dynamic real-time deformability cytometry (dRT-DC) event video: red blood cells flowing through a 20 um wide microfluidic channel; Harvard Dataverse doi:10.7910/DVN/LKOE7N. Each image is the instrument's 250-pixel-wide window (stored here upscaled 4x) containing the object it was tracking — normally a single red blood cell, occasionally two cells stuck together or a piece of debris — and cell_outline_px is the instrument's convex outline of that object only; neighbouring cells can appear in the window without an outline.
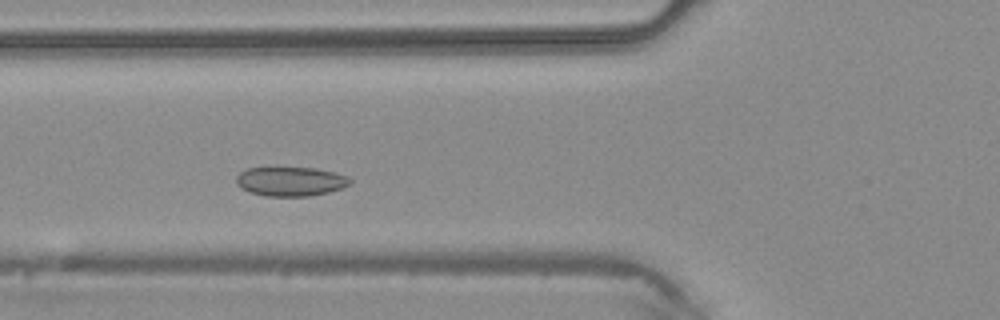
{"species": "common noctule bat (a hibernating species)", "species_latin": "Nyctalus noctula", "temperature_condition": "warm", "stored_images_in_passage": 39, "camera_frame_rate_fps": 3000, "um_per_image_px": 0.085, "animal": {"sex": "male", "body_mass_g": 20.4}, "frame": {"image": 1, "passage_image": 10, "time_ms": 3.0, "image_size_px": [1000, 320], "cell_outline_px": [[352, 180], [344, 188], [328, 192], [308, 196], [264, 196], [240, 188], [236, 184], [236, 176], [240, 172], [248, 168], [316, 168], [336, 172], [348, 176]], "centroid_in_image_um": [24.71, 15.42], "position_along_channel_um": 101.1, "area_um2": 19.42}}
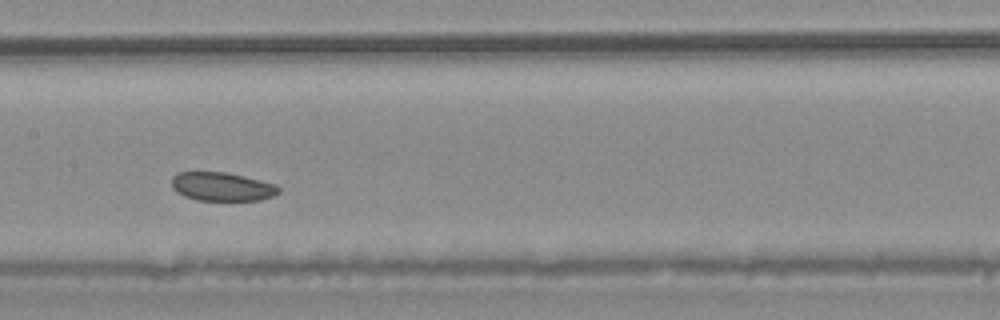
{"frame": {"image": 2, "passage_image": 16, "time_ms": 5.0, "image_size_px": [1000, 320], "cell_outline_px": [[280, 192], [272, 196], [260, 200], [196, 200], [184, 196], [176, 192], [172, 188], [172, 176], [176, 172], [224, 172], [244, 176], [276, 184], [280, 188]], "centroid_in_image_um": [18.85, 15.86], "position_along_channel_um": 188.6, "area_um2": 17.92}}
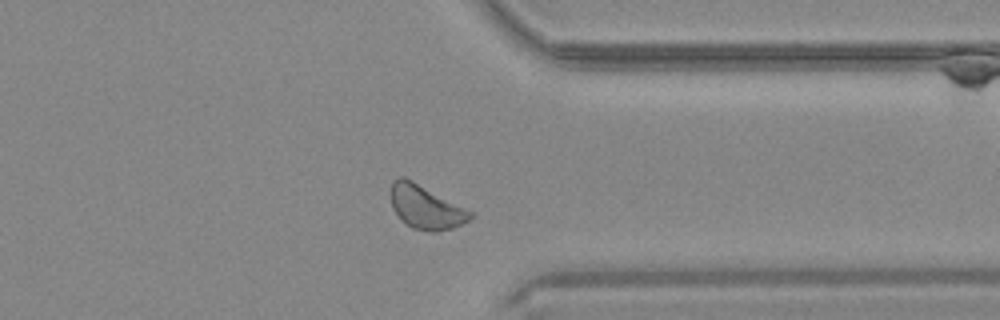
{"frame": {"image": 3, "passage_image": 29, "time_ms": 9.333, "image_size_px": [1000, 320], "cell_outline_px": [[472, 216], [468, 220], [452, 228], [436, 232], [432, 232], [412, 228], [400, 220], [392, 208], [388, 192], [392, 180], [400, 176], [404, 176], [412, 180], [472, 212]], "centroid_in_image_um": [36.09, 17.59], "position_along_channel_um": 375.3, "area_um2": 20.29}}